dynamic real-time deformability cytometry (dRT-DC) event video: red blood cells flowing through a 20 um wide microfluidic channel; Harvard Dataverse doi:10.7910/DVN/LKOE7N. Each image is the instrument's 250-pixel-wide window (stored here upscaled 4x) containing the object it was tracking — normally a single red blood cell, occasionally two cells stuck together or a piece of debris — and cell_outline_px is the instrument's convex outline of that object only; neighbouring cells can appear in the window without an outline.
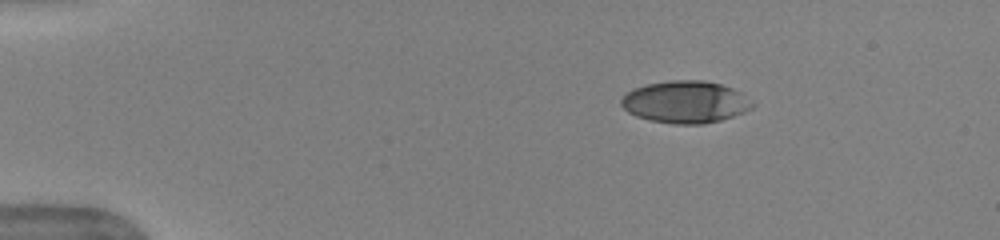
{"species": "human", "species_latin": "Homo sapiens", "temperature_condition": "warm", "stored_images_in_passage": 44, "camera_frame_rate_fps": 3000, "um_per_image_px": 0.085, "donor": {"sex": "female"}, "frame": {"image": 1, "passage_image": 1, "time_ms": 0.0, "image_size_px": [1000, 240], "cell_outline_px": [[756, 104], [752, 108], [744, 112], [720, 120], [704, 124], [672, 124], [648, 120], [636, 116], [628, 112], [620, 104], [620, 100], [628, 92], [636, 88], [648, 84], [672, 80], [704, 80], [720, 84], [732, 88], [740, 92]], "centroid_in_image_um": [58.27, 8.68], "position_along_channel_um": 26.7, "area_um2": 32.14}}
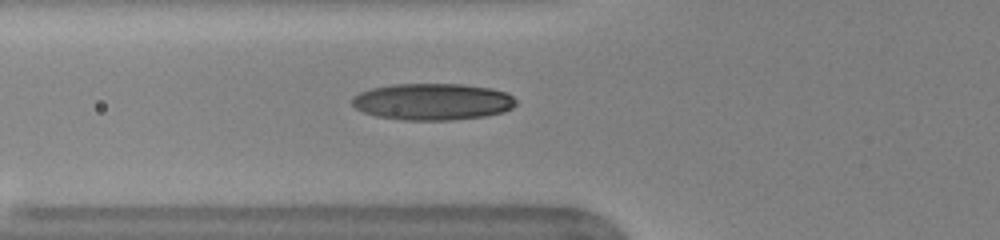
{"frame": {"image": 2, "passage_image": 12, "time_ms": 3.667, "image_size_px": [1000, 240], "cell_outline_px": [[516, 104], [512, 108], [504, 112], [484, 116], [448, 120], [404, 120], [376, 116], [364, 112], [356, 108], [352, 104], [352, 96], [360, 92], [372, 88], [392, 84], [460, 84], [492, 88], [504, 92], [512, 96], [516, 100]], "centroid_in_image_um": [36.76, 8.64], "position_along_channel_um": 89.0, "area_um2": 35.03}}
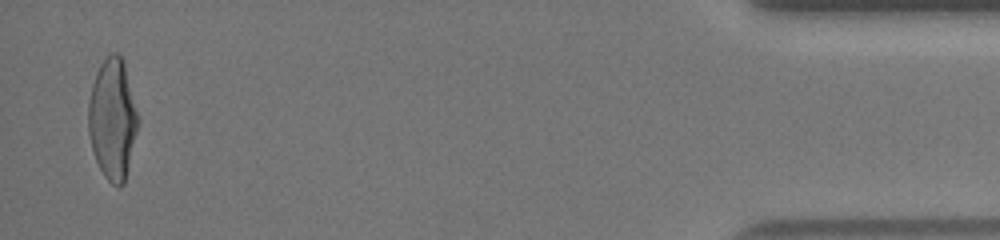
{"frame": {"image": 3, "passage_image": 43, "time_ms": 14.0, "image_size_px": [1000, 240], "cell_outline_px": [[140, 120], [124, 184], [120, 188], [112, 184], [104, 176], [96, 160], [92, 148], [88, 132], [88, 104], [92, 84], [96, 72], [100, 64], [112, 52], [116, 52], [120, 56], [124, 64]], "centroid_in_image_um": [9.57, 10.15], "position_along_channel_um": 425.6, "area_um2": 34.91}, "authors_computed_cell_mechanics": {"area_um2": 33.5818, "velocity_mm_per_s": 3.9667, "shape_relaxation_time_tau1_ms": 4.766, "shape_relaxation_time_tau2_ms": 0.6566, "deformation_change_tau1": 0.2133, "deformation_change_tau2": 0.0649}}